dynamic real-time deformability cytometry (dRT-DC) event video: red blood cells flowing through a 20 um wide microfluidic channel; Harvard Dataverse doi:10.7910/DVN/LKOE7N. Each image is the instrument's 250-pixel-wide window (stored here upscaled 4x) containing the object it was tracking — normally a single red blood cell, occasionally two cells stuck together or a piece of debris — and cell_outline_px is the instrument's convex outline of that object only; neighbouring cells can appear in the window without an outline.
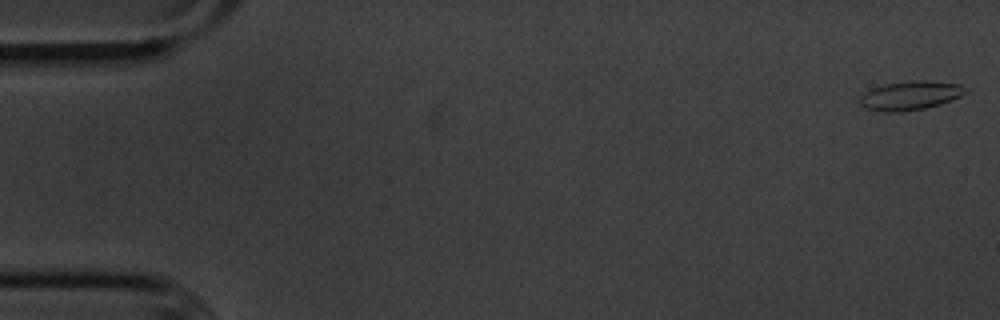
{"species": "common noctule bat (a hibernating species)", "species_latin": "Nyctalus noctula", "temperature_condition": "cold", "stored_images_in_passage": 52, "camera_frame_rate_fps": 3000, "um_per_image_px": 0.085, "animal": {"sex": "male", "body_mass_g": 20.1, "forearm_length_mm": 53.5}, "frame": {"image": 1, "passage_image": 1, "time_ms": 0.0, "image_size_px": [1000, 320], "cell_outline_px": [[968, 92], [952, 100], [940, 104], [924, 108], [900, 112], [884, 112], [868, 108], [860, 104], [860, 96], [864, 92], [872, 88], [884, 84], [912, 80], [924, 80], [960, 84], [968, 88]], "centroid_in_image_um": [77.4, 8.11], "position_along_channel_um": 7.6, "area_um2": 17.86}}
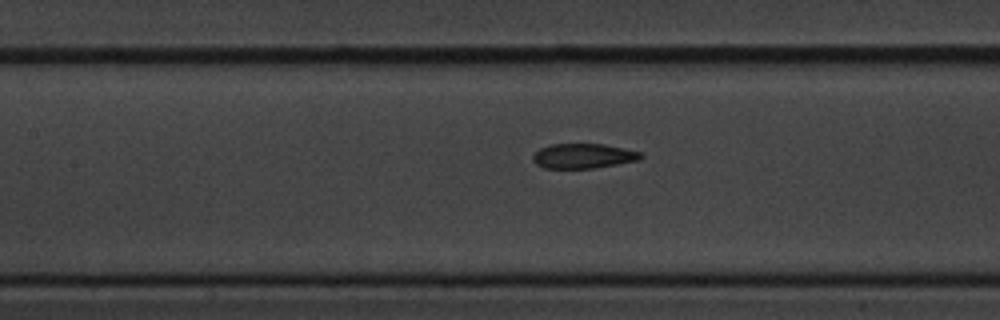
{"frame": {"image": 2, "passage_image": 25, "time_ms": 8.0, "image_size_px": [1000, 320], "cell_outline_px": [[644, 156], [640, 160], [592, 168], [544, 168], [536, 164], [532, 160], [532, 156], [540, 148], [552, 144], [604, 144], [640, 152]], "centroid_in_image_um": [49.56, 13.26], "position_along_channel_um": 157.8, "area_um2": 15.49}}
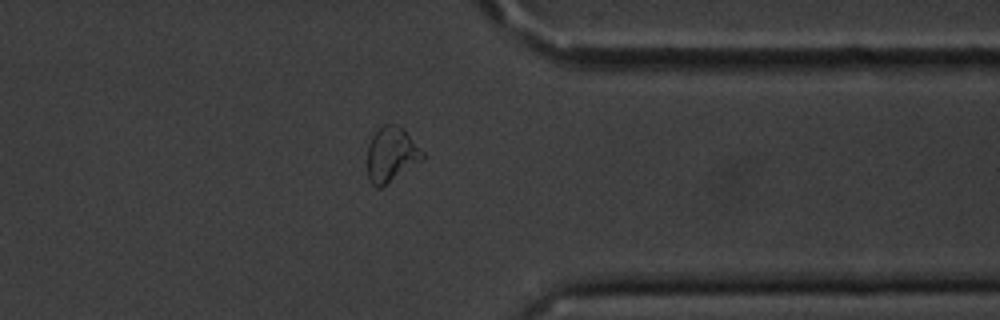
{"frame": {"image": 3, "passage_image": 44, "time_ms": 14.333, "image_size_px": [1000, 320], "cell_outline_px": [[424, 160], [380, 188], [376, 188], [368, 180], [368, 144], [372, 136], [384, 124], [392, 124], [404, 128], [424, 152]], "centroid_in_image_um": [33.28, 13.14], "position_along_channel_um": 378.1, "area_um2": 17.74}, "authors_computed_cell_mechanics": {"area_um2": 16.7042, "velocity_mm_per_s": 3.5828, "shape_relaxation_time_tau1_ms": null, "shape_relaxation_time_tau2_ms": 1.8428, "deformation_change_tau1": null, "deformation_change_tau2": 0.0749}}